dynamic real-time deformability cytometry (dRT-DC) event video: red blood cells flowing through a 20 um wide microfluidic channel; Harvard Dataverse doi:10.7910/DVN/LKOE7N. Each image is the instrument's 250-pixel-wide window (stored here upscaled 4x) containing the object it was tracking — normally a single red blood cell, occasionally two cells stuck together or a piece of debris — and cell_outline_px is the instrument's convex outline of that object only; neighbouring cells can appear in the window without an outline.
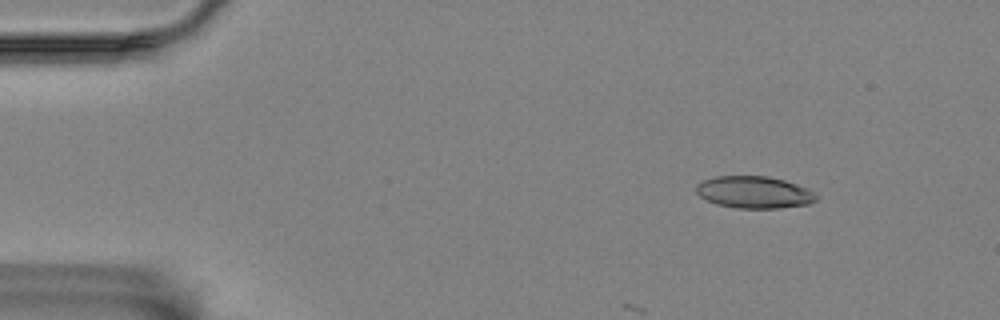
{"species": "Egyptian fruit bat (a non-hibernating species)", "species_latin": "Rousettus aegyptiacus", "temperature_condition": "room temperature", "stored_images_in_passage": 10, "camera_frame_rate_fps": 3000, "um_per_image_px": 0.085, "animal": {"sex": "female"}, "frame": {"image": 1, "passage_image": 1, "time_ms": 0.0, "image_size_px": [1000, 320], "cell_outline_px": [[816, 200], [808, 204], [780, 208], [736, 208], [716, 204], [700, 196], [696, 192], [696, 184], [704, 180], [716, 176], [768, 176], [784, 180], [808, 188], [816, 192]], "centroid_in_image_um": [64.11, 16.34], "position_along_channel_um": 20.9, "area_um2": 22.43}}
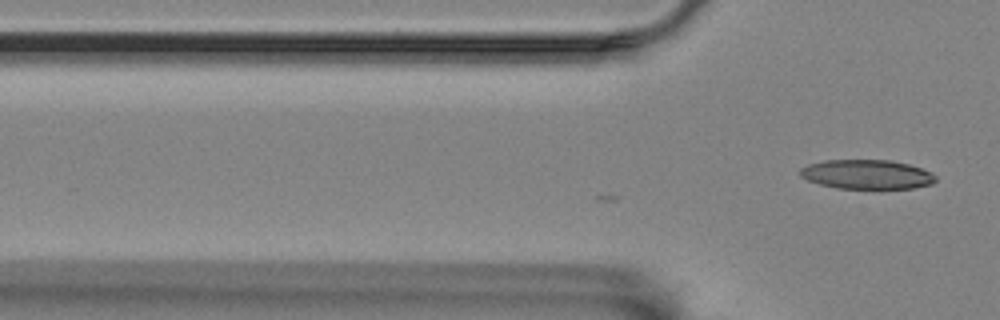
{"frame": {"image": 2, "passage_image": 10, "time_ms": 3.0, "image_size_px": [1000, 320], "cell_outline_px": [[936, 180], [932, 184], [912, 188], [880, 192], [876, 192], [836, 188], [820, 184], [808, 180], [800, 176], [800, 168], [808, 164], [824, 160], [888, 160], [908, 164], [920, 168], [936, 176]], "centroid_in_image_um": [73.68, 14.88], "position_along_channel_um": 52.1, "area_um2": 24.1}}